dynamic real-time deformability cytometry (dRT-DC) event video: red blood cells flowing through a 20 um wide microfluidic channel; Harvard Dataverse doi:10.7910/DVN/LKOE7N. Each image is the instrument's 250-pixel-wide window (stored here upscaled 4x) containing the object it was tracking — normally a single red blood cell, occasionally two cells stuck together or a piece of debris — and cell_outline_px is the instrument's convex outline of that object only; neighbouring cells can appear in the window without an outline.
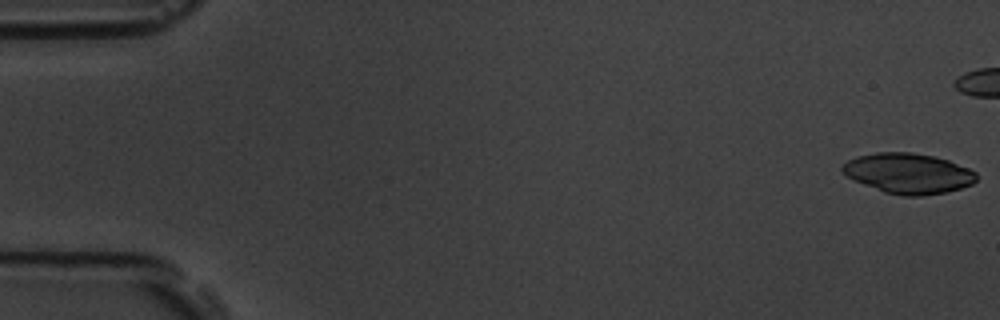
{"species": "common noctule bat (a hibernating species)", "species_latin": "Nyctalus noctula", "temperature_condition": "room temperature", "stored_images_in_passage": 46, "camera_frame_rate_fps": 3000, "um_per_image_px": 0.085, "animal": {"sex": "male", "body_mass_g": 19.5, "forearm_length_mm": 54.6}, "frame": {"image": 1, "passage_image": 1, "time_ms": 0.0, "image_size_px": [1000, 320], "cell_outline_px": [[976, 180], [972, 184], [960, 188], [944, 192], [920, 196], [904, 196], [884, 192], [864, 184], [840, 172], [840, 168], [848, 160], [860, 156], [876, 152], [912, 152], [936, 156], [948, 160], [968, 168], [976, 172]], "centroid_in_image_um": [77.21, 14.73], "position_along_channel_um": 7.8, "area_um2": 31.27}}